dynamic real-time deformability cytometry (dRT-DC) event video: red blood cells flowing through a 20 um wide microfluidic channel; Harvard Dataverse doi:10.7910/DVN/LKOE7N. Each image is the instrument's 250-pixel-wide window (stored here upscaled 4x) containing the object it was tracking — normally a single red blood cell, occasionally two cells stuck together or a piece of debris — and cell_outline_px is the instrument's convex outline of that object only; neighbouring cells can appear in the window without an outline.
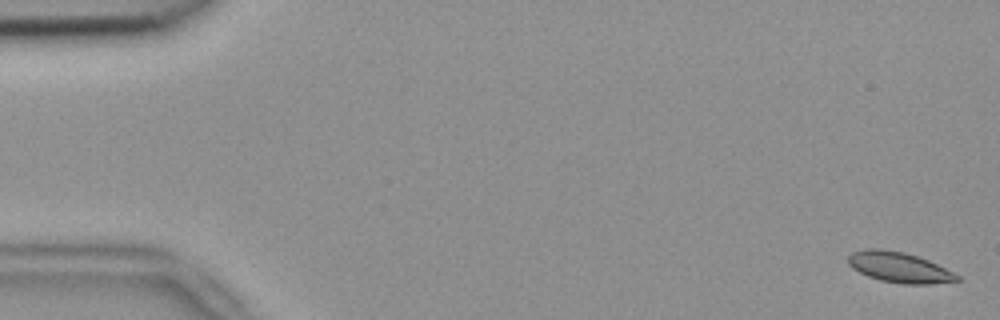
{"species": "common noctule bat (a hibernating species)", "species_latin": "Nyctalus noctula", "temperature_condition": "room temperature", "stored_images_in_passage": 54, "camera_frame_rate_fps": 3000, "um_per_image_px": 0.085, "animal": {"sex": "female", "body_mass_g": 18.4}, "frame": {"image": 1, "passage_image": 2, "time_ms": 0.333, "image_size_px": [1000, 320], "cell_outline_px": [[960, 280], [932, 284], [904, 284], [880, 280], [868, 276], [852, 268], [848, 264], [848, 256], [852, 252], [868, 248], [880, 248], [904, 252], [928, 260], [960, 276]], "centroid_in_image_um": [76.4, 22.72], "position_along_channel_um": 8.6, "area_um2": 19.19}}
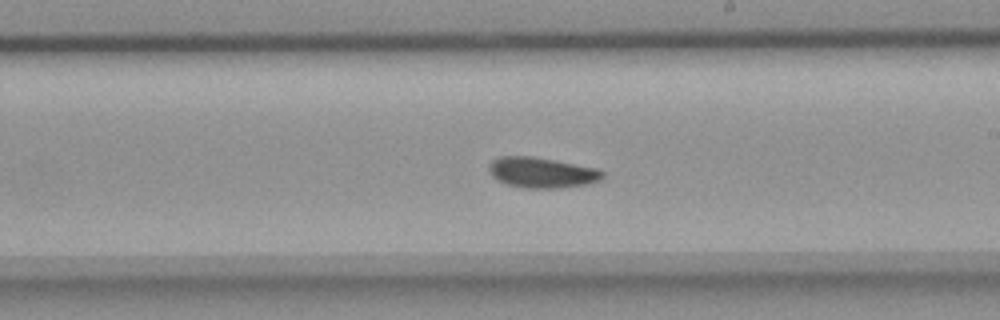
{"frame": {"image": 2, "passage_image": 32, "time_ms": 10.333, "image_size_px": [1000, 320], "cell_outline_px": [[604, 176], [600, 180], [588, 184], [560, 188], [524, 188], [508, 184], [496, 180], [492, 176], [488, 168], [492, 160], [500, 156], [532, 156], [596, 168], [604, 172]], "centroid_in_image_um": [46.04, 14.67], "position_along_channel_um": 243.0, "area_um2": 20.17}}
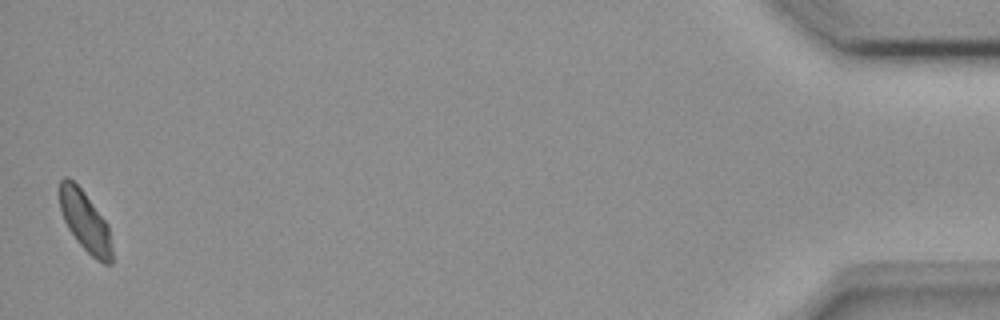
{"frame": {"image": 3, "passage_image": 54, "time_ms": 17.667, "image_size_px": [1000, 320], "cell_outline_px": [[112, 264], [104, 264], [96, 260], [76, 240], [68, 228], [64, 220], [60, 208], [60, 180], [64, 176], [68, 176], [84, 192], [108, 224], [112, 248]], "centroid_in_image_um": [7.24, 18.83], "position_along_channel_um": 428.0, "area_um2": 18.32}, "authors_computed_cell_mechanics": {"area_um2": 19.4497, "velocity_mm_per_s": 3.7663, "shape_relaxation_time_tau1_ms": 6.6541, "shape_relaxation_time_tau2_ms": 10.1197, "deformation_change_tau1": 0.0898, "deformation_change_tau2": 0.0931}}